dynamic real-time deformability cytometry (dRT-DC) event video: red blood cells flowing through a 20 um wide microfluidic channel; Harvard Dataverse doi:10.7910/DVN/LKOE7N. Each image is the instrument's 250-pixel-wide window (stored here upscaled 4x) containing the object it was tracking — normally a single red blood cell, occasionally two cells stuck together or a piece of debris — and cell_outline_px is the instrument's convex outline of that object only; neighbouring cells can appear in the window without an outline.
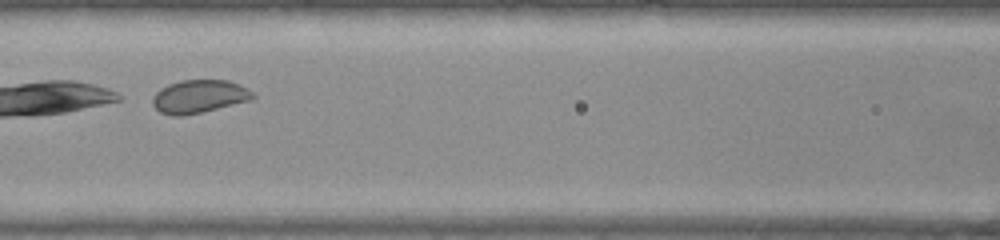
{"species": "common noctule bat (a hibernating species)", "species_latin": "Nyctalus noctula", "temperature_condition": "warm", "stored_images_in_passage": 40, "camera_frame_rate_fps": 3000, "um_per_image_px": 0.085, "animal": {"sex": "female", "body_mass_g": 22.0, "forearm_length_mm": 56.7}, "frame": {"image": 1, "passage_image": 11, "time_ms": 3.333, "image_size_px": [1000, 240], "cell_outline_px": [[256, 96], [252, 100], [184, 116], [172, 116], [160, 112], [152, 104], [152, 96], [160, 88], [168, 84], [180, 80], [228, 80], [248, 88]], "centroid_in_image_um": [16.91, 8.2], "position_along_channel_um": 149.7, "area_um2": 19.48}}
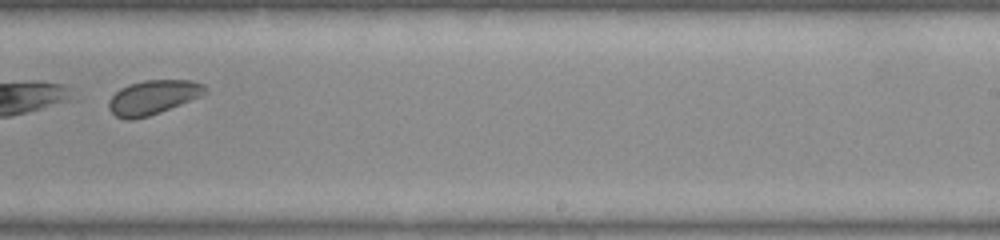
{"frame": {"image": 2, "passage_image": 21, "time_ms": 6.667, "image_size_px": [1000, 240], "cell_outline_px": [[208, 92], [204, 96], [160, 112], [148, 116], [132, 120], [128, 120], [116, 116], [108, 108], [108, 100], [120, 88], [128, 84], [144, 80], [192, 80], [204, 84], [208, 88]], "centroid_in_image_um": [13.05, 8.26], "position_along_channel_um": 275.9, "area_um2": 19.54}}
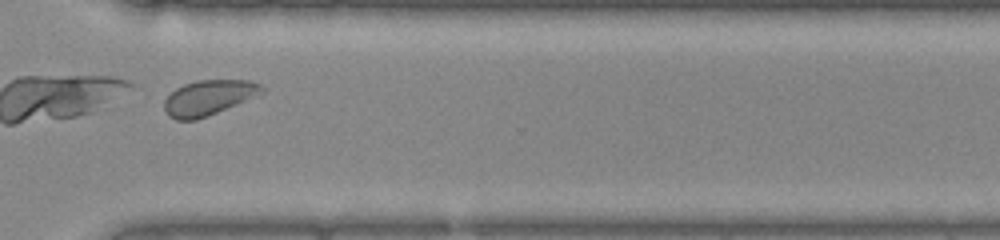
{"frame": {"image": 3, "passage_image": 27, "time_ms": 8.667, "image_size_px": [1000, 240], "cell_outline_px": [[264, 92], [236, 104], [196, 120], [176, 120], [168, 116], [164, 108], [164, 100], [176, 88], [184, 84], [196, 80], [252, 80], [260, 84], [264, 88]], "centroid_in_image_um": [17.71, 8.29], "position_along_channel_um": 352.9, "area_um2": 19.77}, "authors_computed_cell_mechanics": {"area_um2": 19.7676, "velocity_mm_per_s": 3.8036, "shape_relaxation_time_tau1_ms": 2.8777, "shape_relaxation_time_tau2_ms": null, "deformation_change_tau1": 0.0321, "deformation_change_tau2": null}}